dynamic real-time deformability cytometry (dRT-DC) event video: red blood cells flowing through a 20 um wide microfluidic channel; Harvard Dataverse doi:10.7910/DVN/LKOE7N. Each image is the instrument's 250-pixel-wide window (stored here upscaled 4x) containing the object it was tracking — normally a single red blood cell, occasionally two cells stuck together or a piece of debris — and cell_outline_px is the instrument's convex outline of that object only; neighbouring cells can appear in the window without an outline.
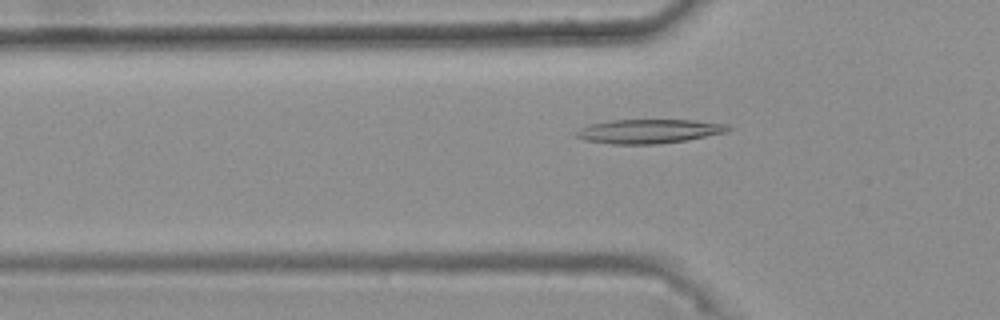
{"species": "common noctule bat (a hibernating species)", "species_latin": "Nyctalus noctula", "temperature_condition": "warm", "stored_images_in_passage": 50, "camera_frame_rate_fps": 3000, "um_per_image_px": 0.085, "animal": {"sex": "female", "body_mass_g": 25.1}, "frame": {"image": 1, "passage_image": 18, "time_ms": 5.667, "image_size_px": [1000, 320], "cell_outline_px": [[732, 128], [728, 132], [688, 140], [656, 144], [612, 144], [584, 140], [572, 136], [580, 128], [588, 124], [608, 120], [696, 120], [728, 124]], "centroid_in_image_um": [55.15, 11.15], "position_along_channel_um": 70.6, "area_um2": 21.68}}
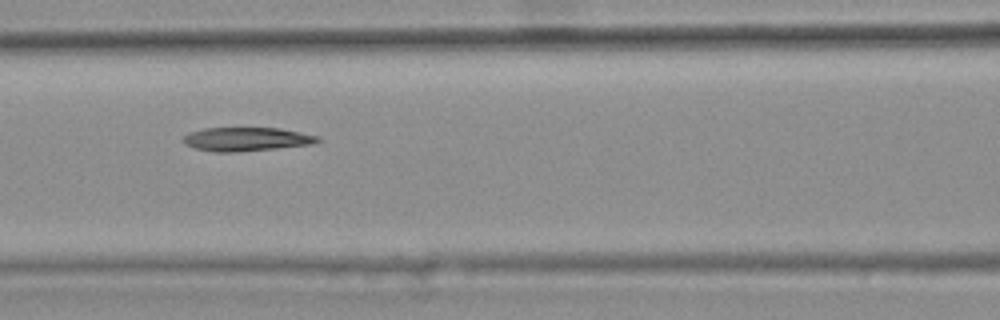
{"frame": {"image": 2, "passage_image": 24, "time_ms": 7.667, "image_size_px": [1000, 320], "cell_outline_px": [[320, 140], [312, 144], [276, 148], [236, 152], [216, 152], [196, 148], [184, 144], [180, 140], [184, 136], [192, 132], [204, 128], [280, 128], [320, 136]], "centroid_in_image_um": [20.94, 11.83], "position_along_channel_um": 145.7, "area_um2": 18.5}}
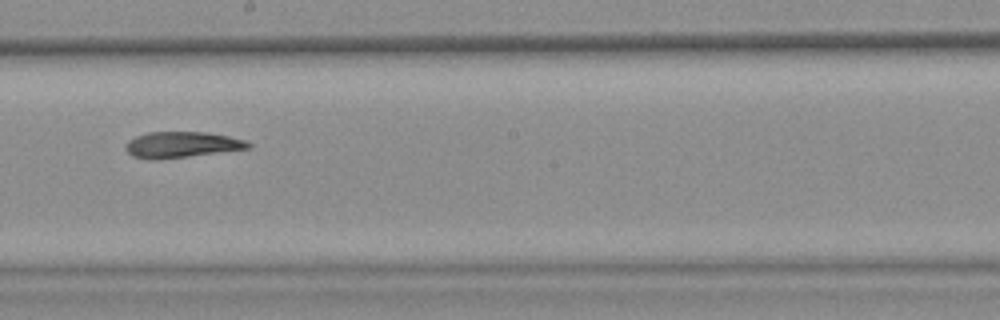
{"frame": {"image": 3, "passage_image": 31, "time_ms": 10.0, "image_size_px": [1000, 320], "cell_outline_px": [[252, 148], [156, 160], [148, 160], [132, 156], [124, 148], [124, 144], [128, 140], [136, 136], [148, 132], [204, 132], [228, 136], [248, 140], [252, 144]], "centroid_in_image_um": [15.43, 12.3], "position_along_channel_um": 232.8, "area_um2": 18.73}}